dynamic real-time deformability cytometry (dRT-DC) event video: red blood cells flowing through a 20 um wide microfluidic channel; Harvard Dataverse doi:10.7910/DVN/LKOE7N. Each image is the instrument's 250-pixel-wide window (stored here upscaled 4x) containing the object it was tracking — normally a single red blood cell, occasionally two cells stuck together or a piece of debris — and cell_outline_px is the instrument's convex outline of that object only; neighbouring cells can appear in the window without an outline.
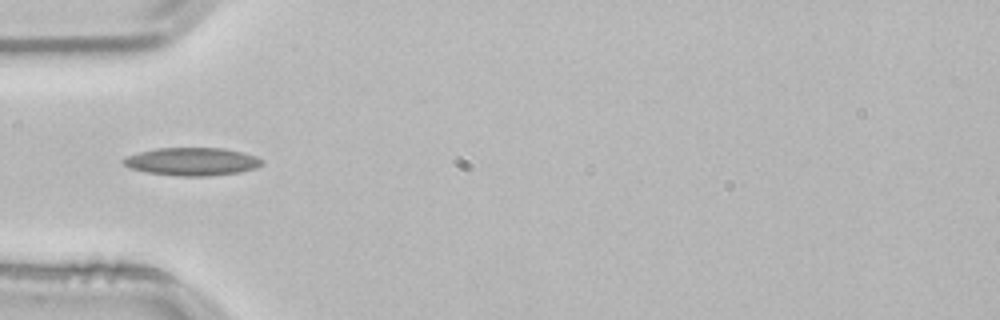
{"species": "common noctule bat (a hibernating species)", "species_latin": "Nyctalus noctula", "temperature_condition": "room temperature", "stored_images_in_passage": 16, "camera_frame_rate_fps": 3000, "um_per_image_px": 0.085, "animal": {"sex": "male", "body_mass_g": 21.5, "forearm_length_mm": 52.0}, "frame": {"image": 1, "passage_image": 3, "time_ms": 0.667, "image_size_px": [1000, 320], "cell_outline_px": [[264, 164], [256, 168], [240, 172], [208, 176], [180, 176], [144, 172], [128, 168], [120, 160], [128, 156], [140, 152], [156, 148], [224, 148], [256, 156], [264, 160]], "centroid_in_image_um": [16.33, 13.74], "position_along_channel_um": 68.7, "area_um2": 22.66}}
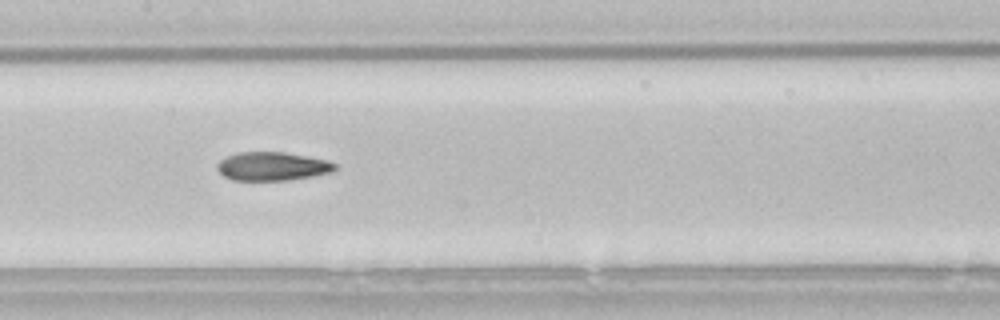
{"frame": {"image": 2, "passage_image": 12, "time_ms": 3.667, "image_size_px": [1000, 320], "cell_outline_px": [[336, 168], [332, 172], [312, 176], [288, 180], [232, 180], [224, 176], [216, 168], [216, 164], [220, 160], [228, 156], [240, 152], [284, 152], [328, 160], [336, 164]], "centroid_in_image_um": [23.14, 14.14], "position_along_channel_um": 184.3, "area_um2": 19.54}}